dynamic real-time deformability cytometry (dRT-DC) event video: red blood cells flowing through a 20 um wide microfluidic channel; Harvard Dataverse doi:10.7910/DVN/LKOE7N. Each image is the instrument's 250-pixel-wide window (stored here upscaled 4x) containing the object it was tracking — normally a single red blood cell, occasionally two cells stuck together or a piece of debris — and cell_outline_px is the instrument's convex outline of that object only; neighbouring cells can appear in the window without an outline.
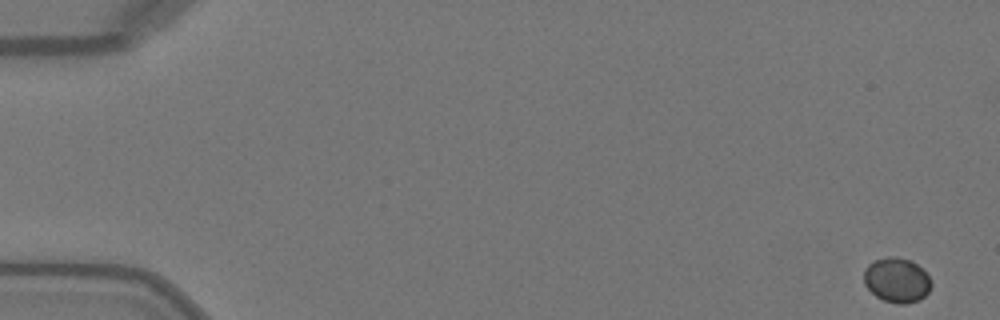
{"species": "Egyptian fruit bat (a non-hibernating species)", "species_latin": "Rousettus aegyptiacus", "temperature_condition": "warm", "stored_images_in_passage": 50, "camera_frame_rate_fps": 3000, "um_per_image_px": 0.085, "animal": {"sex": "female"}, "frame": {"image": 1, "passage_image": 1, "time_ms": 0.0, "image_size_px": [1000, 320], "cell_outline_px": [[932, 284], [928, 292], [920, 300], [908, 304], [896, 304], [884, 300], [876, 296], [864, 284], [864, 268], [868, 264], [876, 260], [896, 256], [912, 260], [928, 276]], "centroid_in_image_um": [76.23, 23.82], "position_along_channel_um": 8.8, "area_um2": 17.51}}
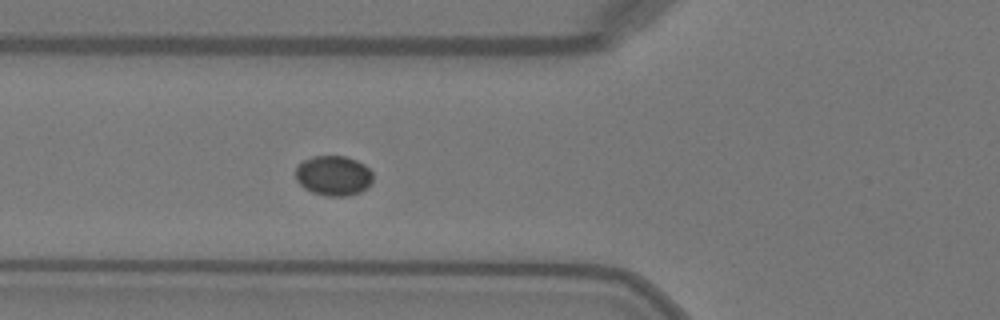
{"frame": {"image": 2, "passage_image": 19, "time_ms": 6.0, "image_size_px": [1000, 320], "cell_outline_px": [[372, 184], [368, 188], [360, 192], [348, 196], [324, 196], [312, 192], [304, 188], [296, 180], [296, 168], [304, 160], [312, 156], [344, 156], [356, 160], [364, 164], [372, 172]], "centroid_in_image_um": [28.36, 14.94], "position_along_channel_um": 97.4, "area_um2": 18.15}}
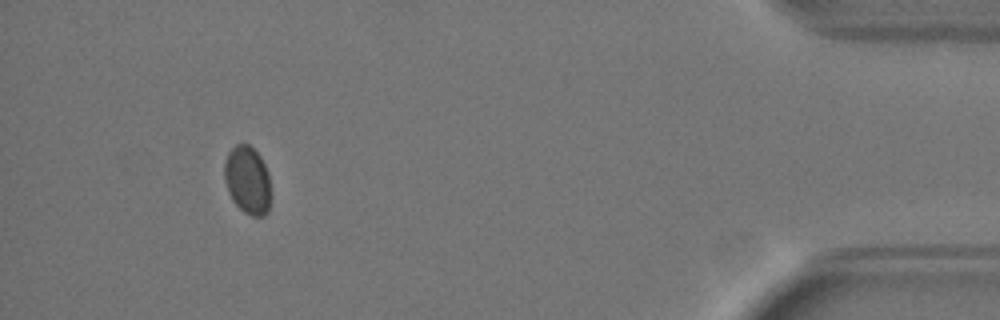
{"frame": {"image": 3, "passage_image": 47, "time_ms": 15.333, "image_size_px": [1000, 320], "cell_outline_px": [[268, 212], [264, 216], [252, 216], [244, 212], [232, 200], [228, 192], [224, 180], [224, 164], [228, 152], [236, 144], [248, 144], [260, 156], [268, 172]], "centroid_in_image_um": [21.0, 15.3], "position_along_channel_um": 414.2, "area_um2": 18.09}}